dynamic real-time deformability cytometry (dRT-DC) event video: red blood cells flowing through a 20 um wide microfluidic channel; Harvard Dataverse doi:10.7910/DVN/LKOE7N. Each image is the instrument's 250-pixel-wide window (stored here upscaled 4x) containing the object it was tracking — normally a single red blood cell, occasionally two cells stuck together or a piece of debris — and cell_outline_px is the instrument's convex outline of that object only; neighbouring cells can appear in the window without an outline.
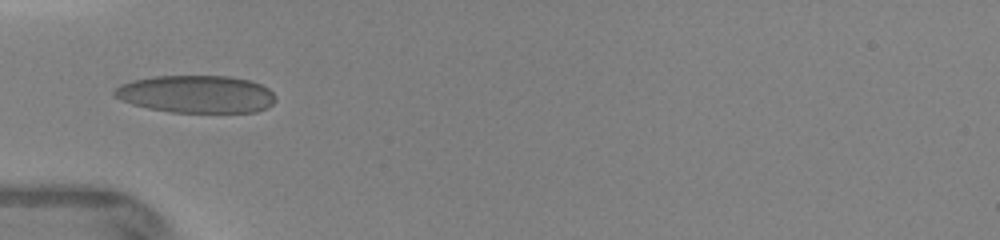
{"species": "human", "species_latin": "Homo sapiens", "temperature_condition": "warm", "stored_images_in_passage": 3, "camera_frame_rate_fps": 3000, "um_per_image_px": 0.085, "donor": {"sex": "female"}, "frame": {"image": 1, "passage_image": 2, "time_ms": 0.667, "image_size_px": [1000, 240], "cell_outline_px": [[276, 100], [268, 108], [256, 112], [172, 112], [148, 108], [132, 104], [120, 100], [112, 92], [120, 84], [132, 80], [152, 76], [232, 76], [252, 80], [268, 88], [276, 96]], "centroid_in_image_um": [16.71, 7.99], "position_along_channel_um": 68.3, "area_um2": 35.55}}